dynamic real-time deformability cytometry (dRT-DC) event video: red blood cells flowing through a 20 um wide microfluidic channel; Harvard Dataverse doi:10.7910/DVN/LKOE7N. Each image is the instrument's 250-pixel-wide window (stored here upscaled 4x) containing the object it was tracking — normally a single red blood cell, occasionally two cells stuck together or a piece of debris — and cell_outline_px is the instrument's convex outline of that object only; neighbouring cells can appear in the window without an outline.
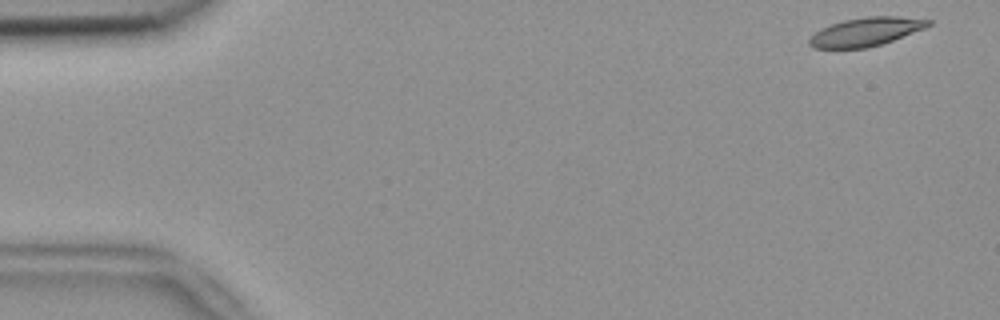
{"species": "common noctule bat (a hibernating species)", "species_latin": "Nyctalus noctula", "temperature_condition": "room temperature", "stored_images_in_passage": 50, "camera_frame_rate_fps": 3000, "um_per_image_px": 0.085, "animal": {"sex": "female", "body_mass_g": 18.4}, "frame": {"image": 1, "passage_image": 1, "time_ms": 0.0, "image_size_px": [1000, 320], "cell_outline_px": [[932, 24], [924, 28], [892, 40], [868, 48], [812, 48], [808, 44], [808, 40], [820, 28], [844, 20], [868, 16], [896, 16], [932, 20]], "centroid_in_image_um": [73.58, 2.7], "position_along_channel_um": 11.4, "area_um2": 19.59}}
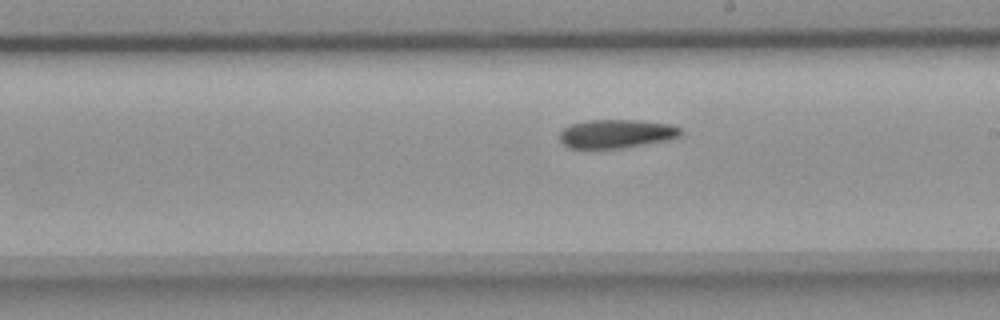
{"frame": {"image": 2, "passage_image": 29, "time_ms": 9.333, "image_size_px": [1000, 320], "cell_outline_px": [[680, 136], [668, 140], [624, 148], [568, 148], [560, 140], [560, 132], [564, 128], [572, 124], [588, 120], [636, 120], [668, 124], [680, 128]], "centroid_in_image_um": [52.37, 11.37], "position_along_channel_um": 236.6, "area_um2": 20.06}}
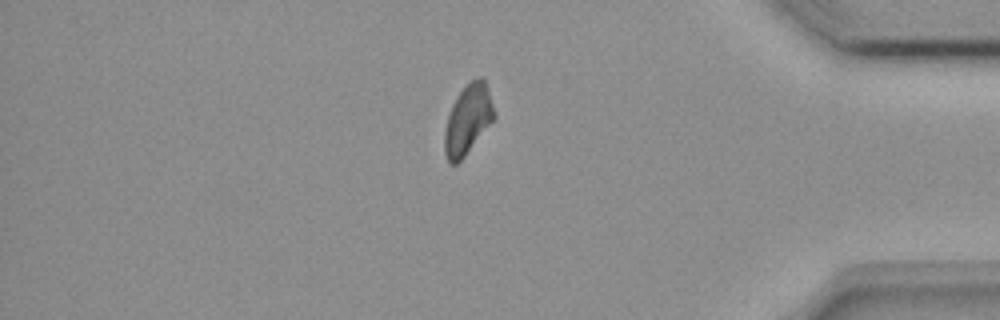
{"frame": {"image": 3, "passage_image": 44, "time_ms": 14.333, "image_size_px": [1000, 320], "cell_outline_px": [[496, 116], [464, 156], [456, 164], [448, 164], [444, 152], [444, 132], [448, 116], [452, 104], [456, 96], [472, 80], [480, 76], [484, 76]], "centroid_in_image_um": [39.75, 10.16], "position_along_channel_um": 395.4, "area_um2": 19.88}}